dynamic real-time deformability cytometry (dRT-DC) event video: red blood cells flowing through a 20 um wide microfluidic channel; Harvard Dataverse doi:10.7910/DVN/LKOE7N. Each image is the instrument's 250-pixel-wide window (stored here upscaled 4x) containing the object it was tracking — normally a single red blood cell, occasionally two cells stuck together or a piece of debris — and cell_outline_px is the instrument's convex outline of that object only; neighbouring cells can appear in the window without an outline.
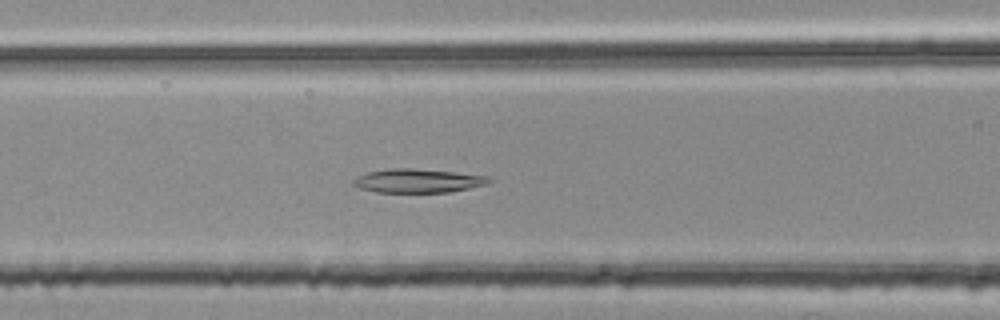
{"species": "common noctule bat (a hibernating species)", "species_latin": "Nyctalus noctula", "temperature_condition": "room temperature", "stored_images_in_passage": 37, "camera_frame_rate_fps": 3000, "um_per_image_px": 0.085, "animal": {"sex": "female", "body_mass_g": 25.1}, "frame": {"image": 1, "passage_image": 6, "time_ms": 1.667, "image_size_px": [1000, 320], "cell_outline_px": [[492, 180], [484, 184], [468, 188], [448, 192], [376, 192], [360, 188], [352, 184], [352, 180], [368, 172], [392, 168], [412, 168], [456, 172], [488, 176]], "centroid_in_image_um": [35.5, 15.36], "position_along_channel_um": 131.1, "area_um2": 18.55}}
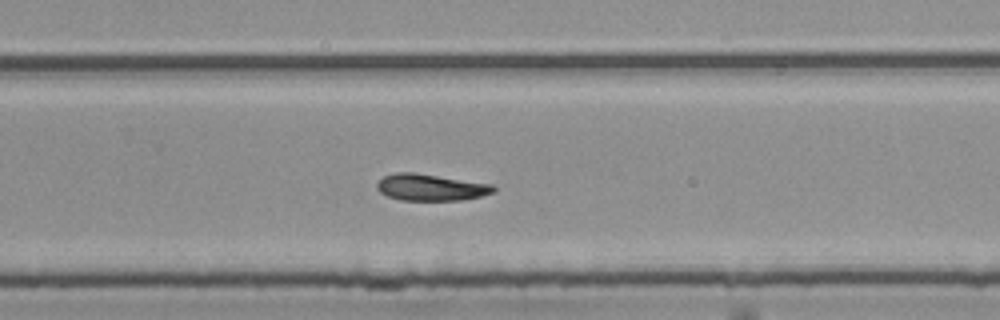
{"frame": {"image": 2, "passage_image": 19, "time_ms": 6.0, "image_size_px": [1000, 320], "cell_outline_px": [[496, 192], [480, 196], [460, 200], [400, 200], [388, 196], [380, 192], [376, 188], [376, 184], [384, 176], [396, 172], [412, 172], [492, 184], [496, 188]], "centroid_in_image_um": [36.61, 15.93], "position_along_channel_um": 293.2, "area_um2": 17.98}}
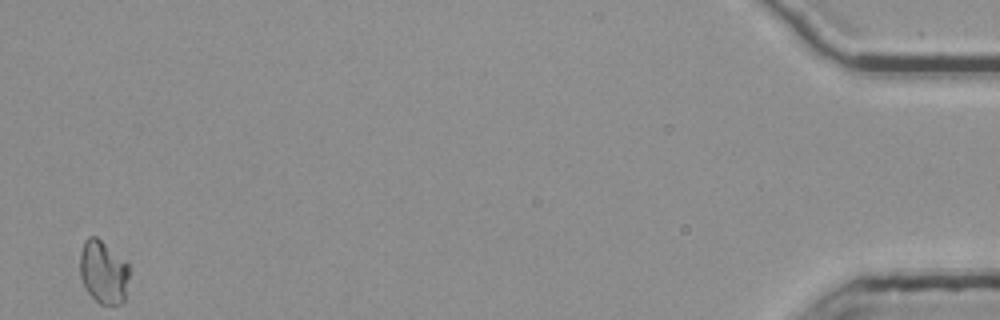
{"frame": {"image": 3, "passage_image": 37, "time_ms": 12.0, "image_size_px": [1000, 320], "cell_outline_px": [[132, 268], [124, 304], [100, 304], [88, 292], [80, 276], [80, 252], [84, 240], [88, 236], [96, 236], [124, 260]], "centroid_in_image_um": [8.83, 23.13], "position_along_channel_um": 426.4, "area_um2": 18.44}}